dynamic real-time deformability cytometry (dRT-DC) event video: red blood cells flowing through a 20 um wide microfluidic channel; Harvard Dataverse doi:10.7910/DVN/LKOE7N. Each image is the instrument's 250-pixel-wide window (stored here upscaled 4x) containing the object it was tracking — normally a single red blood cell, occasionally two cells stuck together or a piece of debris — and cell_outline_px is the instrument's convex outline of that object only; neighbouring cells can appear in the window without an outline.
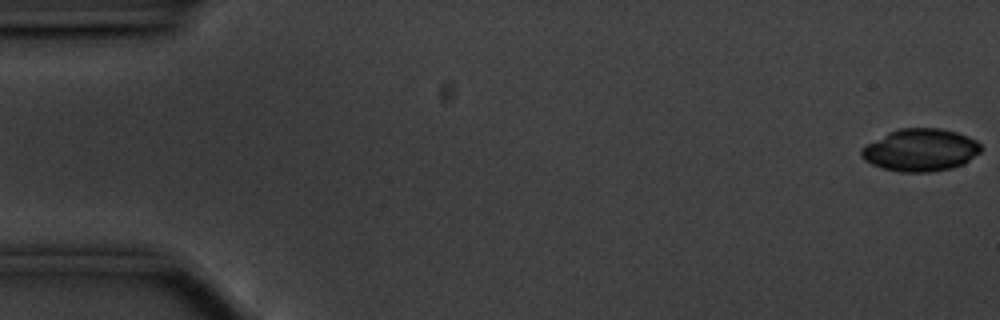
{"species": "common noctule bat (a hibernating species)", "species_latin": "Nyctalus noctula", "temperature_condition": "cold", "stored_images_in_passage": 56, "camera_frame_rate_fps": 3000, "um_per_image_px": 0.085, "animal": {"sex": "male", "body_mass_g": 20.1, "forearm_length_mm": 53.5}, "frame": {"image": 1, "passage_image": 1, "time_ms": 0.0, "image_size_px": [1000, 320], "cell_outline_px": [[980, 152], [964, 164], [952, 168], [928, 172], [900, 172], [884, 168], [872, 164], [864, 160], [860, 156], [860, 148], [888, 132], [900, 128], [940, 128], [956, 132], [968, 136], [976, 140], [980, 144]], "centroid_in_image_um": [78.23, 12.75], "position_along_channel_um": 6.8, "area_um2": 29.59}}
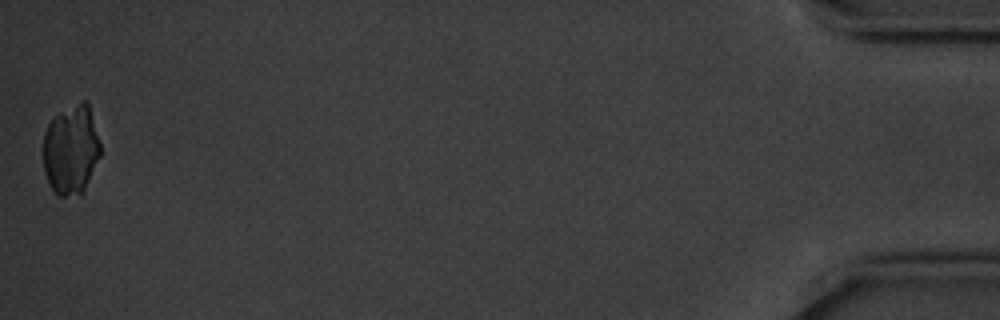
{"frame": {"image": 2, "passage_image": 56, "time_ms": 18.333, "image_size_px": [1000, 320], "cell_outline_px": [[100, 156], [84, 188], [80, 192], [64, 196], [60, 196], [48, 184], [44, 172], [44, 132], [48, 124], [60, 112], [80, 100], [88, 100], [100, 144]], "centroid_in_image_um": [6.03, 12.68], "position_along_channel_um": 429.2, "area_um2": 29.48}}